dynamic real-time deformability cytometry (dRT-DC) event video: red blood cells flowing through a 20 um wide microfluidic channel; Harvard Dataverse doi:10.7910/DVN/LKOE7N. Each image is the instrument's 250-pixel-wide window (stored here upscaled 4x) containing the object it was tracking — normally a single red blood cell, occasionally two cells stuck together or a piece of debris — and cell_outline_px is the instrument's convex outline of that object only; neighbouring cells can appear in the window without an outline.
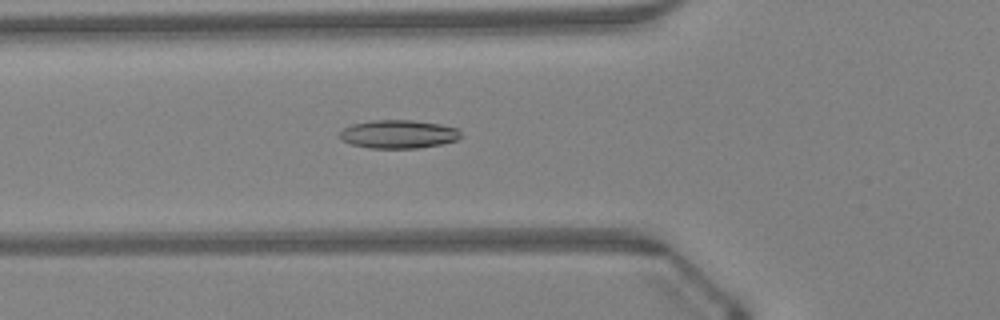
{"species": "Egyptian fruit bat (a non-hibernating species)", "species_latin": "Rousettus aegyptiacus", "temperature_condition": "warm", "stored_images_in_passage": 49, "segment_of_instrument_passage": [1, 2], "camera_frame_rate_fps": 3000, "um_per_image_px": 0.085, "animal": {"sex": "female"}, "frame": {"image": 1, "passage_image": 18, "time_ms": 5.667, "image_size_px": [1000, 320], "cell_outline_px": [[460, 136], [456, 140], [440, 144], [416, 148], [368, 148], [352, 144], [340, 140], [340, 132], [344, 128], [352, 124], [368, 120], [412, 120], [440, 124], [456, 128], [460, 132]], "centroid_in_image_um": [33.82, 11.4], "position_along_channel_um": 92.0, "area_um2": 19.94}}
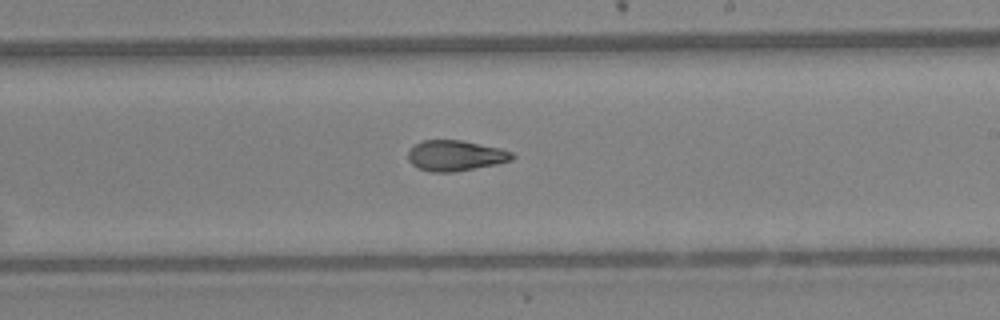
{"frame": {"image": 2, "passage_image": 29, "time_ms": 9.333, "image_size_px": [1000, 320], "cell_outline_px": [[516, 156], [512, 160], [496, 164], [452, 172], [428, 172], [416, 168], [408, 160], [408, 152], [416, 144], [424, 140], [460, 140], [500, 148], [512, 152]], "centroid_in_image_um": [38.7, 13.23], "position_along_channel_um": 250.3, "area_um2": 18.5}}
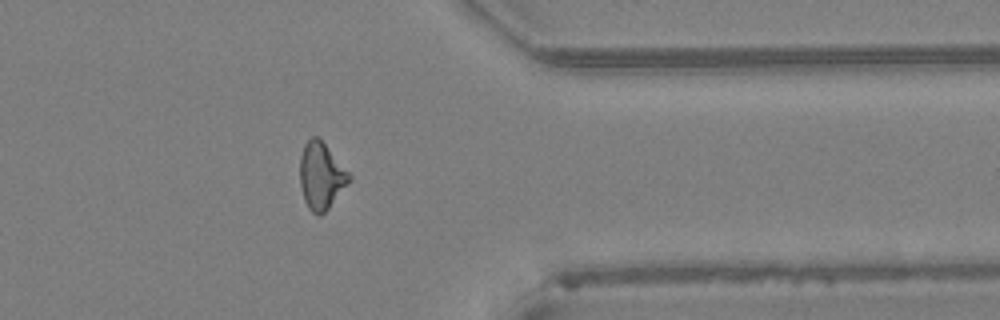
{"frame": {"image": 3, "passage_image": 39, "time_ms": 12.667, "image_size_px": [1000, 320], "cell_outline_px": [[352, 180], [328, 208], [320, 216], [316, 216], [308, 208], [304, 200], [300, 184], [300, 156], [304, 144], [312, 136], [316, 136], [324, 144], [352, 176]], "centroid_in_image_um": [27.29, 14.98], "position_along_channel_um": 384.1, "area_um2": 19.02}}